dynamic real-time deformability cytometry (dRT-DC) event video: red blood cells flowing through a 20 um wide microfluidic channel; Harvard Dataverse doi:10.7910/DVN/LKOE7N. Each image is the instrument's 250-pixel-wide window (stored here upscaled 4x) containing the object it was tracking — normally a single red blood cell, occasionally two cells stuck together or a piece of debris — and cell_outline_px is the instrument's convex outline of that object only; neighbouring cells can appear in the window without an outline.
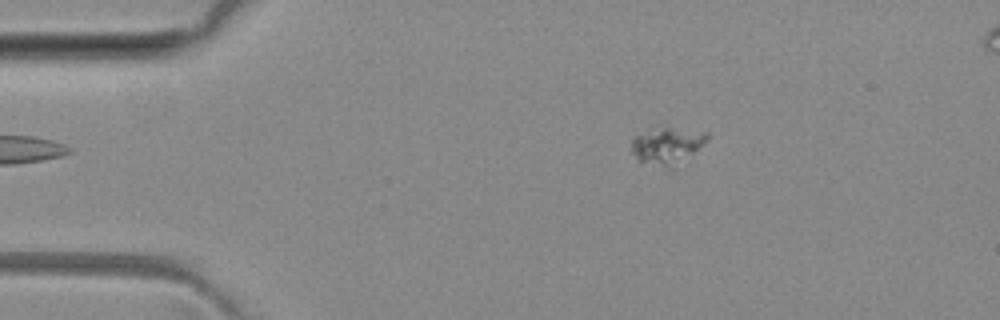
{"species": "common noctule bat (a hibernating species)", "species_latin": "Nyctalus noctula", "temperature_condition": "room temperature", "stored_images_in_passage": 2, "camera_frame_rate_fps": 3000, "um_per_image_px": 0.085, "animal": {"sex": "female", "body_mass_g": 29.2, "forearm_length_mm": 56.3}, "frame": {"image": 1, "passage_image": 2, "time_ms": 1.333, "image_size_px": [1000, 320], "cell_outline_px": [[708, 140], [692, 152], [664, 164], [640, 160], [632, 152], [632, 140], [636, 136], [664, 128], [672, 128], [708, 132]], "centroid_in_image_um": [56.71, 12.27], "position_along_channel_um": 28.3, "area_um2": 14.05}}